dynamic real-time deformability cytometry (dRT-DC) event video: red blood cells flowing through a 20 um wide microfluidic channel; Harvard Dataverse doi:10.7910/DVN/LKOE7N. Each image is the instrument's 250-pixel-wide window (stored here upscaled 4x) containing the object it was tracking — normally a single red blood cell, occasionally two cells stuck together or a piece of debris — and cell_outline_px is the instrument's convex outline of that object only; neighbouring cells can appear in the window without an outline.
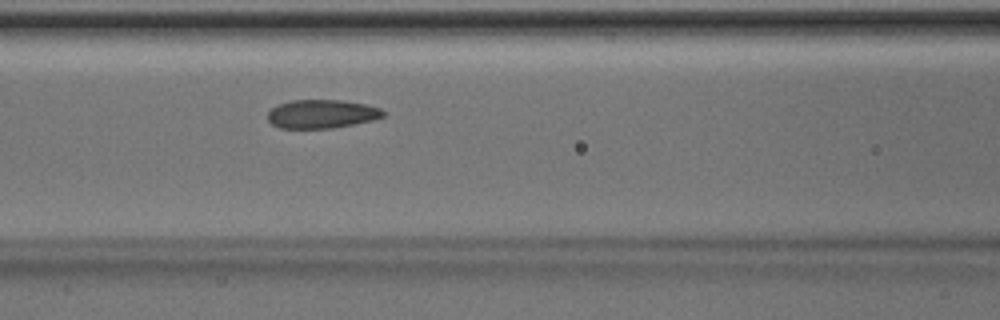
{"species": "Egyptian fruit bat (a non-hibernating species)", "species_latin": "Rousettus aegyptiacus", "temperature_condition": "room temperature", "stored_images_in_passage": 38, "camera_frame_rate_fps": 3000, "um_per_image_px": 0.085, "animal": {"sex": "male"}, "frame": {"image": 1, "passage_image": 15, "time_ms": 4.667, "image_size_px": [1000, 320], "cell_outline_px": [[388, 112], [384, 116], [372, 120], [332, 128], [280, 128], [272, 124], [268, 120], [268, 112], [272, 108], [280, 104], [292, 100], [340, 100], [364, 104], [380, 108]], "centroid_in_image_um": [27.36, 9.68], "position_along_channel_um": 139.2, "area_um2": 19.13}}
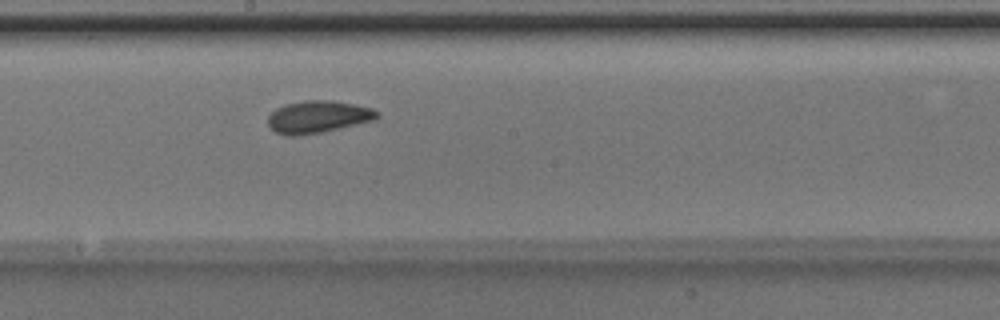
{"frame": {"image": 2, "passage_image": 21, "time_ms": 6.667, "image_size_px": [1000, 320], "cell_outline_px": [[380, 116], [376, 120], [340, 128], [320, 132], [296, 136], [288, 136], [276, 132], [268, 124], [268, 116], [276, 108], [284, 104], [304, 100], [332, 100], [356, 104], [372, 108], [380, 112]], "centroid_in_image_um": [27.06, 9.92], "position_along_channel_um": 221.1, "area_um2": 20.69}}
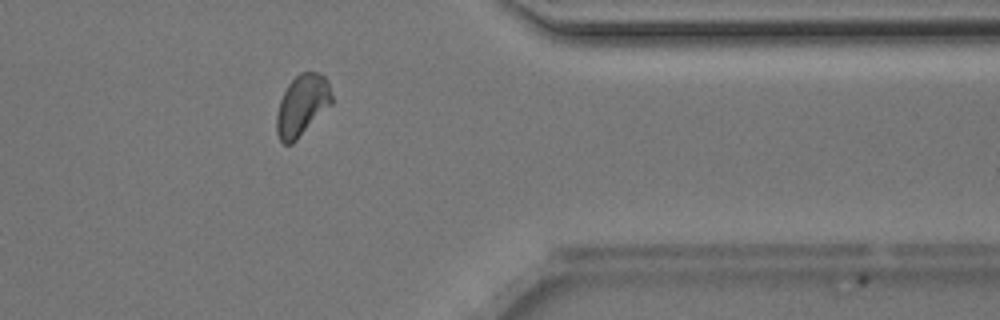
{"frame": {"image": 3, "passage_image": 34, "time_ms": 11.0, "image_size_px": [1000, 320], "cell_outline_px": [[332, 104], [292, 144], [284, 144], [280, 140], [276, 132], [276, 112], [280, 100], [288, 84], [300, 72], [316, 72], [324, 76], [328, 80], [332, 96]], "centroid_in_image_um": [25.67, 8.95], "position_along_channel_um": 385.7, "area_um2": 19.65}}